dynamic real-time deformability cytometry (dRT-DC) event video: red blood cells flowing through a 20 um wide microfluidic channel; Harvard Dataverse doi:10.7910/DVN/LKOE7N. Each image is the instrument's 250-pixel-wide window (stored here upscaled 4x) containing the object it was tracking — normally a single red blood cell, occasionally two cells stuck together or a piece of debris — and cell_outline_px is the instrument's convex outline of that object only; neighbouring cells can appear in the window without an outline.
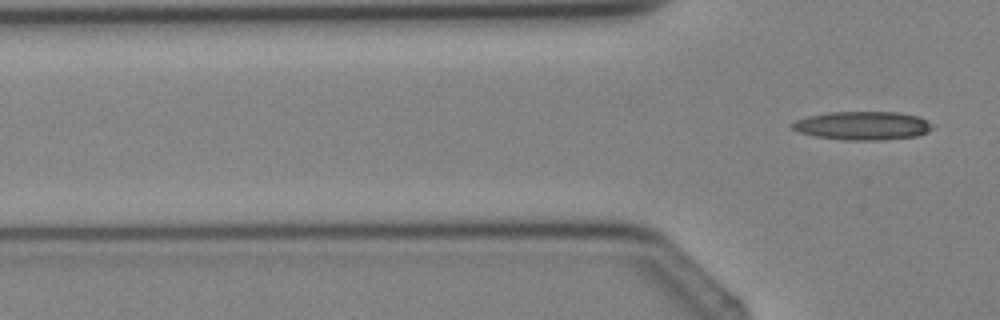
{"species": "Egyptian fruit bat (a non-hibernating species)", "species_latin": "Rousettus aegyptiacus", "temperature_condition": "cold", "stored_images_in_passage": 3, "camera_frame_rate_fps": 3000, "um_per_image_px": 0.085, "animal": {"sex": "female"}, "frame": {"image": 1, "passage_image": 3, "time_ms": 2.333, "image_size_px": [1000, 320], "cell_outline_px": [[932, 128], [928, 132], [916, 136], [884, 140], [844, 140], [816, 136], [800, 132], [792, 128], [792, 124], [796, 120], [808, 116], [828, 112], [896, 112], [916, 116], [928, 120], [932, 124]], "centroid_in_image_um": [73.34, 10.68], "position_along_channel_um": 52.5, "area_um2": 23.18}}